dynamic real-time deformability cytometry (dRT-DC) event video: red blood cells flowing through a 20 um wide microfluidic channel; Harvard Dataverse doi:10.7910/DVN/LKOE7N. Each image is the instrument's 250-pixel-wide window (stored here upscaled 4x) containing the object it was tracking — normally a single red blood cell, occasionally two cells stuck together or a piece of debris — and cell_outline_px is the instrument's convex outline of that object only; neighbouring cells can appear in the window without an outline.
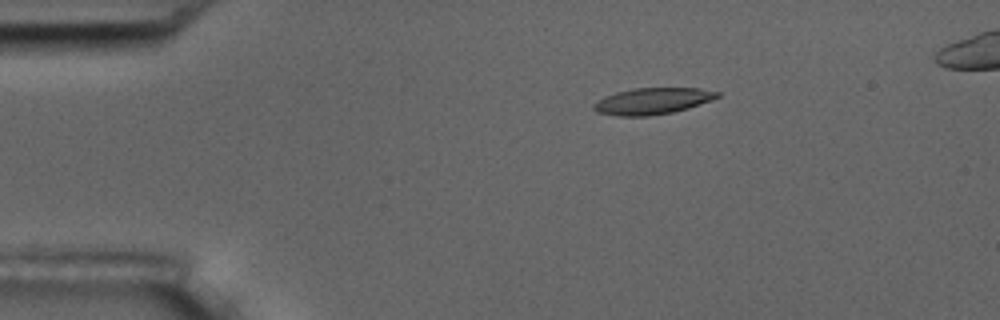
{"species": "common noctule bat (a hibernating species)", "species_latin": "Nyctalus noctula", "temperature_condition": "room temperature", "stored_images_in_passage": 47, "camera_frame_rate_fps": 3000, "um_per_image_px": 0.085, "animal": {"sex": "male", "body_mass_g": 17.5, "forearm_length_mm": 52.3}, "frame": {"image": 1, "passage_image": 1, "time_ms": 0.0, "image_size_px": [1000, 320], "cell_outline_px": [[720, 96], [688, 108], [672, 112], [648, 116], [620, 116], [596, 112], [592, 108], [592, 104], [596, 100], [604, 96], [616, 92], [632, 88], [700, 88], [720, 92]], "centroid_in_image_um": [55.4, 8.58], "position_along_channel_um": 29.6, "area_um2": 19.07}}
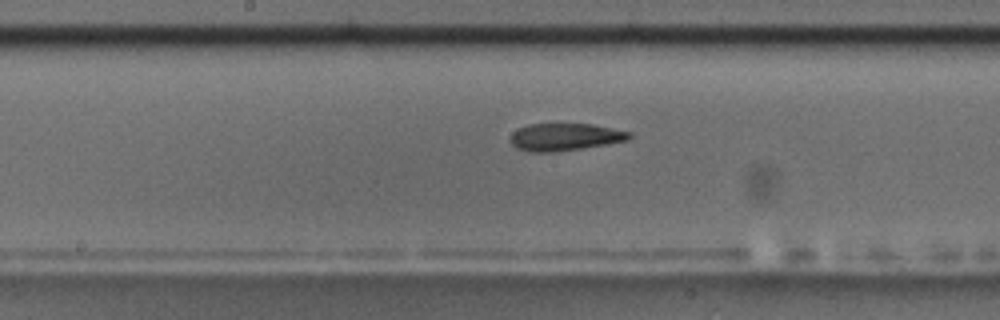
{"frame": {"image": 2, "passage_image": 20, "time_ms": 6.333, "image_size_px": [1000, 320], "cell_outline_px": [[632, 136], [628, 140], [608, 144], [556, 152], [528, 152], [516, 148], [508, 140], [512, 132], [516, 128], [528, 124], [592, 124], [632, 132]], "centroid_in_image_um": [47.98, 11.64], "position_along_channel_um": 200.2, "area_um2": 19.25}}
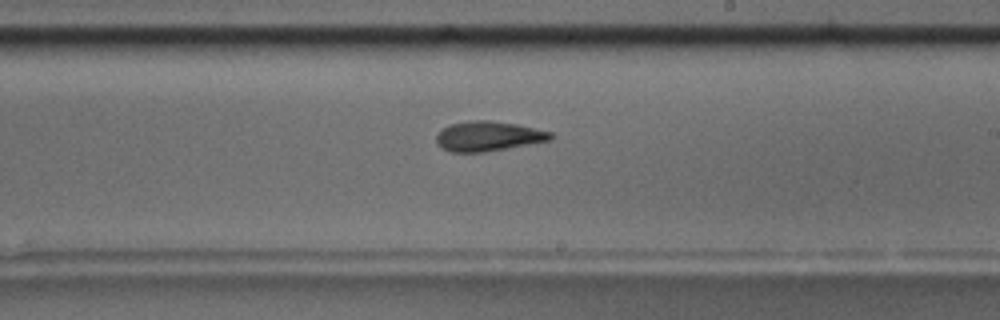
{"frame": {"image": 3, "passage_image": 24, "time_ms": 7.667, "image_size_px": [1000, 320], "cell_outline_px": [[552, 140], [484, 152], [452, 152], [440, 148], [436, 144], [436, 136], [448, 124], [468, 120], [488, 120], [516, 124], [552, 132]], "centroid_in_image_um": [41.46, 11.57], "position_along_channel_um": 247.5, "area_um2": 19.88}, "authors_computed_cell_mechanics": {"area_um2": 19.5942, "velocity_mm_per_s": 3.5667, "shape_relaxation_time_tau1_ms": 4.885, "shape_relaxation_time_tau2_ms": 5.7143, "deformation_change_tau1": 0.1579, "deformation_change_tau2": 0.1607}}